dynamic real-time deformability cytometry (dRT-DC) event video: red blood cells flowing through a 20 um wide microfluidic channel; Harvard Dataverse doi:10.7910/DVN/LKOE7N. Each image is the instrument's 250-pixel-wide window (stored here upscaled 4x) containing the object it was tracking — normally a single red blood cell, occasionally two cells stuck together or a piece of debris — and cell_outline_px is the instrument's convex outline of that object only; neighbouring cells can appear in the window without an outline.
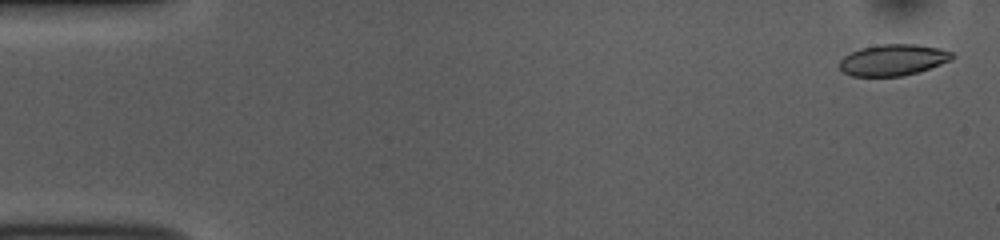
{"species": "common noctule bat (a hibernating species)", "species_latin": "Nyctalus noctula", "temperature_condition": "room temperature", "stored_images_in_passage": 52, "camera_frame_rate_fps": 3000, "um_per_image_px": 0.085, "animal": {"sex": "female", "body_mass_g": 10.0, "forearm_length_mm": 53.1}, "frame": {"image": 1, "passage_image": 2, "time_ms": 0.333, "image_size_px": [1000, 240], "cell_outline_px": [[952, 60], [904, 76], [852, 76], [844, 72], [840, 68], [840, 60], [844, 56], [860, 48], [880, 44], [916, 44], [940, 48], [952, 52]], "centroid_in_image_um": [75.9, 5.09], "position_along_channel_um": 9.1, "area_um2": 20.35}}
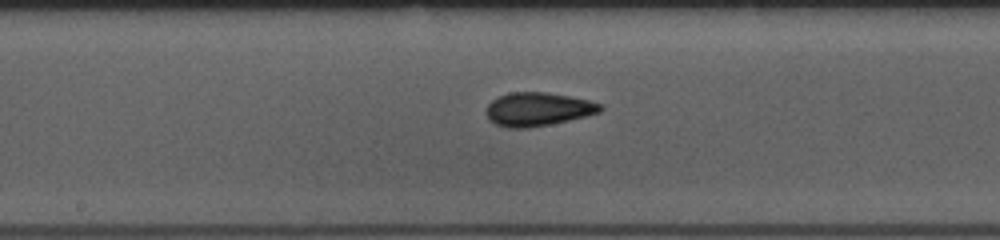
{"frame": {"image": 2, "passage_image": 27, "time_ms": 8.667, "image_size_px": [1000, 240], "cell_outline_px": [[604, 108], [600, 112], [568, 120], [528, 128], [508, 128], [496, 124], [488, 120], [484, 112], [488, 104], [492, 100], [508, 92], [544, 92], [568, 96], [588, 100], [600, 104]], "centroid_in_image_um": [45.66, 9.28], "position_along_channel_um": 202.5, "area_um2": 22.2}}
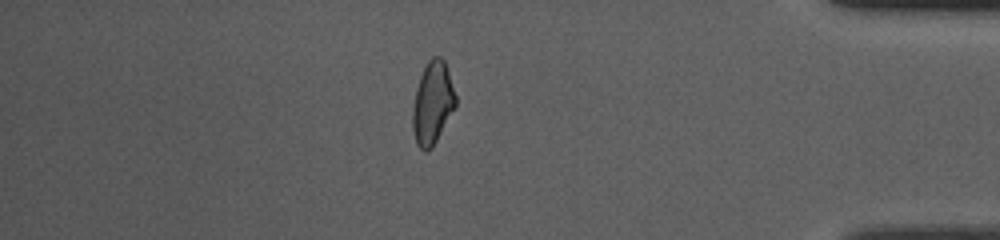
{"frame": {"image": 3, "passage_image": 45, "time_ms": 14.667, "image_size_px": [1000, 240], "cell_outline_px": [[456, 104], [432, 148], [428, 152], [424, 152], [416, 144], [412, 128], [412, 108], [416, 88], [420, 76], [428, 60], [432, 56], [440, 56], [444, 60], [456, 96]], "centroid_in_image_um": [36.74, 8.77], "position_along_channel_um": 398.5, "area_um2": 20.58}, "authors_computed_cell_mechanics": {"area_um2": 21.0392, "velocity_mm_per_s": 3.8597, "shape_relaxation_time_tau1_ms": 3.6914, "shape_relaxation_time_tau2_ms": 2.414, "deformation_change_tau1": 0.1232, "deformation_change_tau2": 0.0748}}